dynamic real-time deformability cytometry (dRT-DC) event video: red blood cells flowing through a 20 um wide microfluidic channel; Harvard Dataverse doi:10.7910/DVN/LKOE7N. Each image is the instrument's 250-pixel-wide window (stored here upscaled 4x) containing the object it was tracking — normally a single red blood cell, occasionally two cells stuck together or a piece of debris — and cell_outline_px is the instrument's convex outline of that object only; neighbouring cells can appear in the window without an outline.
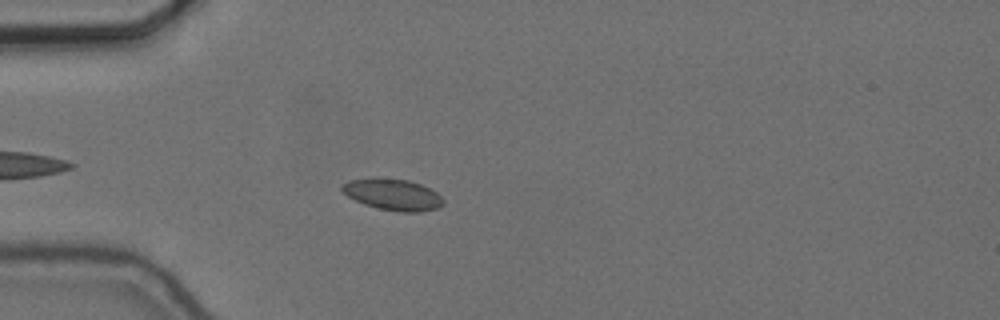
{"species": "common noctule bat (a hibernating species)", "species_latin": "Nyctalus noctula", "temperature_condition": "cold", "stored_images_in_passage": 39, "camera_frame_rate_fps": 3000, "um_per_image_px": 0.085, "animal": {"sex": "female", "body_mass_g": 24.6, "forearm_length_mm": 56.2}, "frame": {"image": 1, "passage_image": 7, "time_ms": 2.0, "image_size_px": [1000, 320], "cell_outline_px": [[444, 204], [436, 208], [420, 212], [400, 212], [376, 208], [364, 204], [348, 196], [340, 188], [340, 184], [348, 180], [372, 176], [376, 176], [408, 180], [420, 184], [436, 192], [444, 200]], "centroid_in_image_um": [33.34, 16.51], "position_along_channel_um": 51.7, "area_um2": 18.84}}
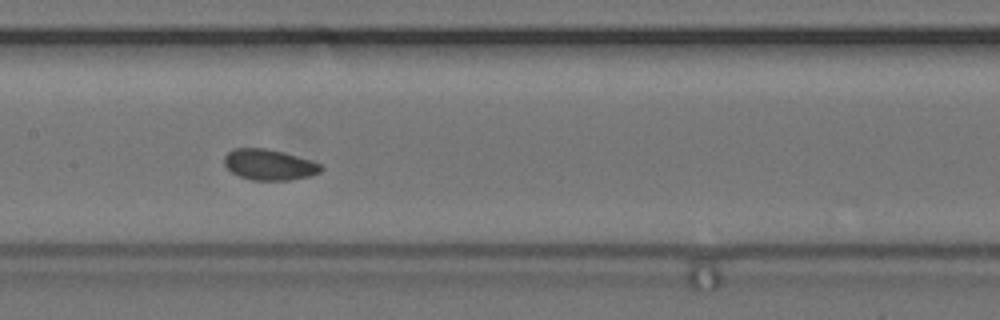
{"frame": {"image": 2, "passage_image": 19, "time_ms": 6.0, "image_size_px": [1000, 320], "cell_outline_px": [[324, 168], [320, 172], [308, 176], [292, 180], [252, 180], [240, 176], [232, 172], [224, 164], [224, 156], [232, 148], [264, 148], [284, 152], [320, 164]], "centroid_in_image_um": [22.85, 13.99], "position_along_channel_um": 184.5, "area_um2": 17.22}}
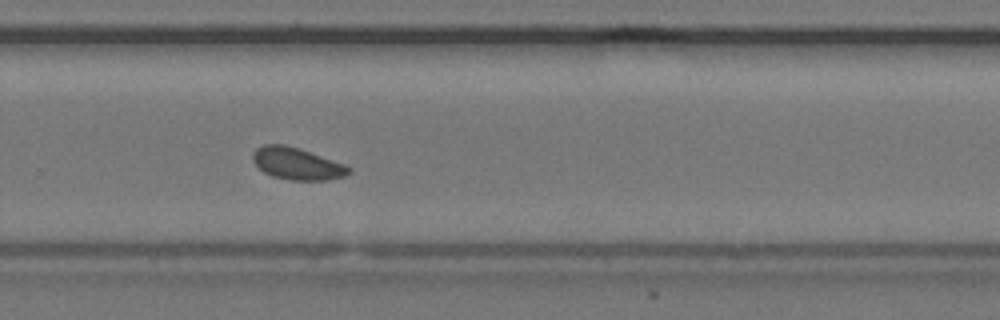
{"frame": {"image": 3, "passage_image": 29, "time_ms": 9.333, "image_size_px": [1000, 320], "cell_outline_px": [[352, 172], [344, 176], [328, 180], [288, 180], [272, 176], [264, 172], [252, 160], [252, 152], [256, 148], [264, 144], [284, 144], [300, 148], [344, 164], [352, 168]], "centroid_in_image_um": [25.24, 13.91], "position_along_channel_um": 304.6, "area_um2": 18.03}, "authors_computed_cell_mechanics": {"area_um2": 17.8602, "velocity_mm_per_s": 3.626, "shape_relaxation_time_tau1_ms": 0.7974, "shape_relaxation_time_tau2_ms": 2.1543, "deformation_change_tau1": 0.0276, "deformation_change_tau2": 0.0464}}